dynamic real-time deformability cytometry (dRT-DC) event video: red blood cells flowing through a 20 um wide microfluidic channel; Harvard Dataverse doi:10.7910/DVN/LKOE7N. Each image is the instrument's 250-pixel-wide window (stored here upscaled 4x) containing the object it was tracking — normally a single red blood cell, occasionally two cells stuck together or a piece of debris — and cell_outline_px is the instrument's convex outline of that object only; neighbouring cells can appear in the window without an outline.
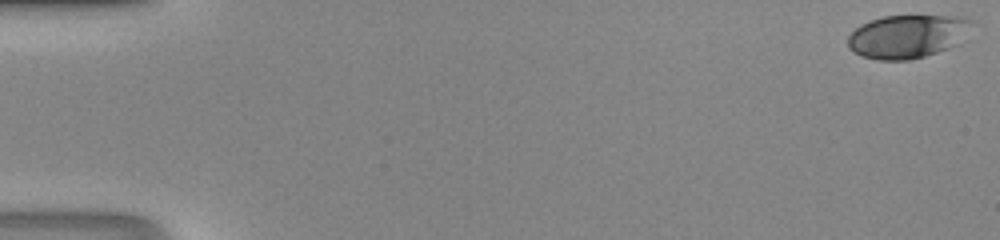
{"species": "human", "species_latin": "Homo sapiens", "temperature_condition": "room temperature", "stored_images_in_passage": 42, "camera_frame_rate_fps": 3000, "um_per_image_px": 0.085, "donor": {"sex": "male"}, "frame": {"image": 1, "passage_image": 1, "time_ms": 0.0, "image_size_px": [1000, 240], "cell_outline_px": [[972, 20], [956, 44], [948, 48], [924, 56], [908, 60], [876, 60], [852, 52], [848, 48], [848, 36], [860, 24], [868, 20], [884, 16], [956, 16]], "centroid_in_image_um": [77.02, 3.09], "position_along_channel_um": 8.0, "area_um2": 30.75}}
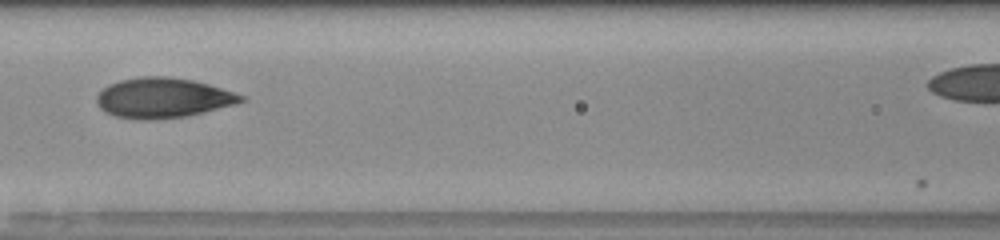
{"frame": {"image": 2, "passage_image": 23, "time_ms": 7.333, "image_size_px": [1000, 240], "cell_outline_px": [[248, 100], [236, 104], [188, 116], [152, 120], [140, 120], [116, 116], [104, 112], [96, 104], [96, 96], [108, 84], [120, 80], [140, 76], [164, 76], [192, 80], [208, 84], [244, 96]], "centroid_in_image_um": [13.83, 8.33], "position_along_channel_um": 152.8, "area_um2": 33.81}}
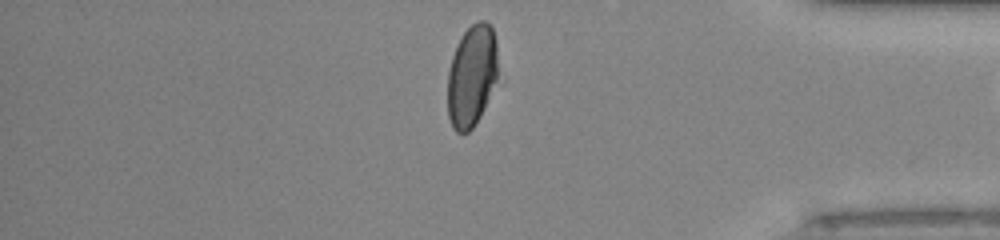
{"frame": {"image": 3, "passage_image": 41, "time_ms": 13.333, "image_size_px": [1000, 240], "cell_outline_px": [[504, 84], [472, 128], [468, 132], [456, 132], [452, 128], [448, 116], [448, 72], [452, 56], [456, 44], [460, 36], [476, 20], [484, 20], [492, 28], [496, 40], [504, 80]], "centroid_in_image_um": [40.24, 6.47], "position_along_channel_um": 395.0, "area_um2": 32.31}}